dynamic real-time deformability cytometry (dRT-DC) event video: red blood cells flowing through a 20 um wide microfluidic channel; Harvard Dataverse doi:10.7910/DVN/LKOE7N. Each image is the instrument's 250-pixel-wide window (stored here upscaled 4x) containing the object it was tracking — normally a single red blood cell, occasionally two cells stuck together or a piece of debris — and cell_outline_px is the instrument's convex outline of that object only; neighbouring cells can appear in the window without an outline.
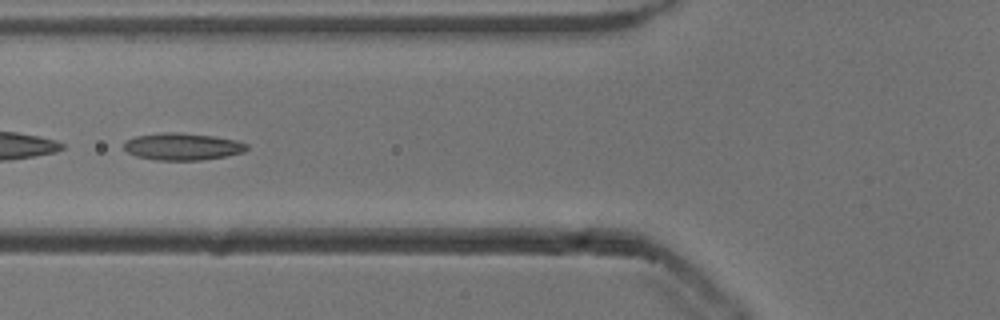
{"species": "common noctule bat (a hibernating species)", "species_latin": "Nyctalus noctula", "temperature_condition": "cold", "stored_images_in_passage": 29, "segment_of_instrument_passage": [2, 2], "camera_frame_rate_fps": 3000, "um_per_image_px": 0.085, "animal": {"sex": "male", "body_mass_g": 13.3}, "frame": {"image": 1, "passage_image": 19, "time_ms": 6.0, "image_size_px": [1000, 320], "cell_outline_px": [[248, 148], [244, 152], [224, 156], [200, 160], [156, 160], [136, 156], [128, 152], [124, 148], [124, 140], [136, 136], [160, 132], [180, 132], [216, 136], [236, 140], [248, 144]], "centroid_in_image_um": [15.5, 12.44], "position_along_channel_um": 110.3, "area_um2": 19.54}}
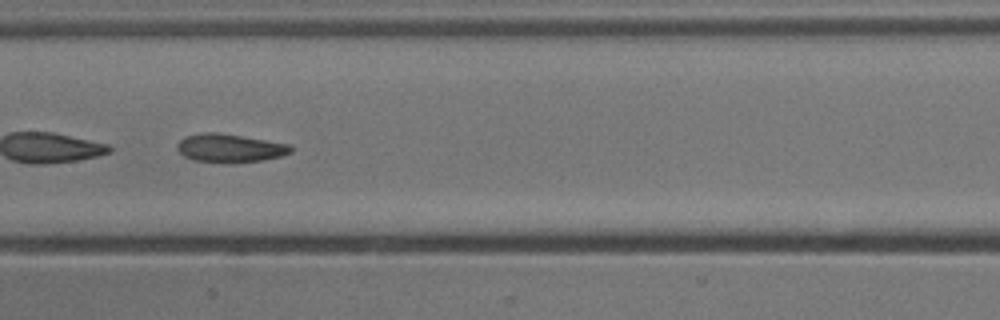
{"frame": {"image": 2, "passage_image": 25, "time_ms": 8.0, "image_size_px": [1000, 320], "cell_outline_px": [[292, 152], [280, 156], [264, 160], [192, 160], [184, 156], [176, 148], [176, 144], [184, 136], [200, 132], [220, 132], [288, 144], [292, 148]], "centroid_in_image_um": [19.49, 12.53], "position_along_channel_um": 187.9, "area_um2": 18.09}}
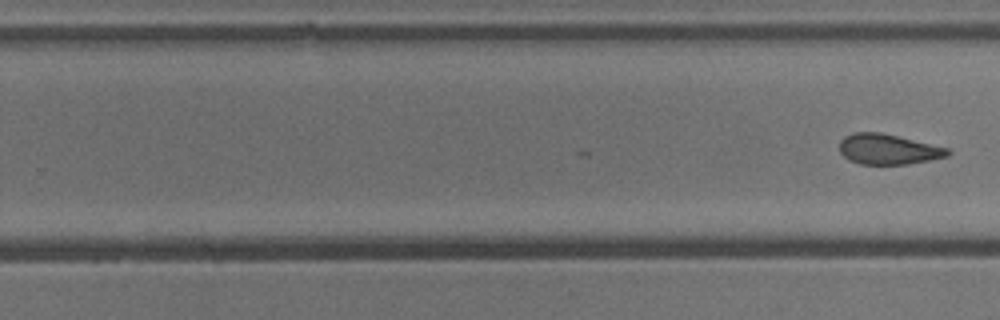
{"frame": {"image": 3, "passage_image": 29, "time_ms": 9.333, "image_size_px": [1000, 320], "cell_outline_px": [[952, 152], [948, 156], [908, 164], [860, 164], [848, 160], [840, 152], [840, 140], [844, 136], [852, 132], [880, 132], [948, 148]], "centroid_in_image_um": [75.46, 12.68], "position_along_channel_um": 254.3, "area_um2": 19.07}}